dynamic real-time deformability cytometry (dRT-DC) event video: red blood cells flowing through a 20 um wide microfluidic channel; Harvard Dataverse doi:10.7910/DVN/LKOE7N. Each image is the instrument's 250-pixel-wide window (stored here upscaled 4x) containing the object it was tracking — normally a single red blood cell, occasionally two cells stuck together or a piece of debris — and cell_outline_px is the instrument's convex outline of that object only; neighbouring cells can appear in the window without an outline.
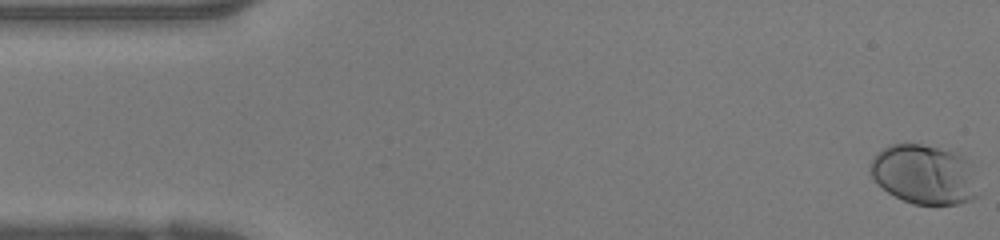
{"species": "human", "species_latin": "Homo sapiens", "temperature_condition": "warm", "stored_images_in_passage": 37, "camera_frame_rate_fps": 3000, "um_per_image_px": 0.085, "donor": {"sex": "female"}, "frame": {"image": 1, "passage_image": 1, "time_ms": 0.0, "image_size_px": [1000, 240], "cell_outline_px": [[980, 196], [972, 200], [956, 204], [912, 204], [888, 192], [872, 176], [868, 168], [868, 164], [876, 152], [888, 144], [920, 144], [952, 152], [964, 156], [972, 164], [980, 192]], "centroid_in_image_um": [78.59, 14.83], "position_along_channel_um": 6.4, "area_um2": 37.86}}
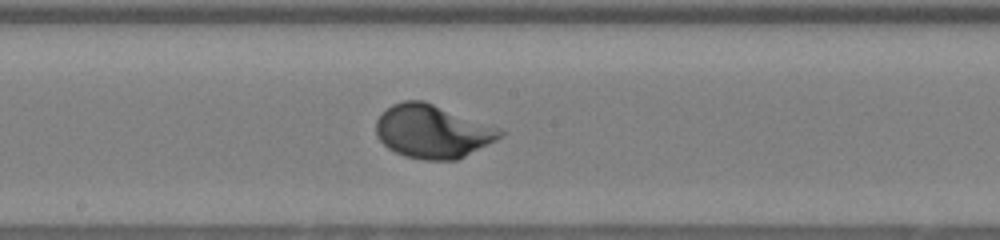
{"frame": {"image": 2, "passage_image": 21, "time_ms": 6.667, "image_size_px": [1000, 240], "cell_outline_px": [[504, 136], [456, 160], [424, 160], [404, 156], [388, 148], [376, 136], [376, 120], [392, 104], [404, 100], [424, 100], [496, 128], [504, 132]], "centroid_in_image_um": [36.71, 11.18], "position_along_channel_um": 211.5, "area_um2": 37.97}}
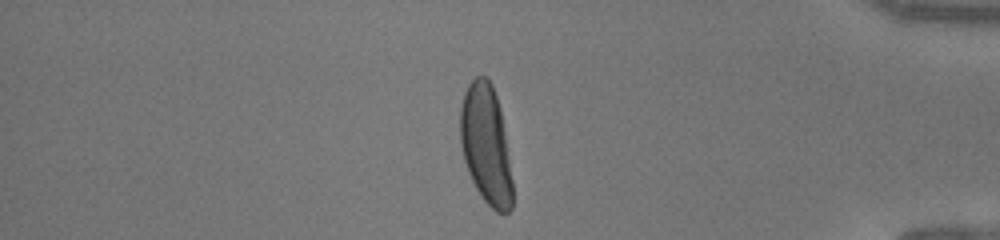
{"frame": {"image": 3, "passage_image": 34, "time_ms": 11.0, "image_size_px": [1000, 240], "cell_outline_px": [[512, 208], [508, 212], [496, 212], [480, 196], [468, 172], [464, 160], [460, 144], [460, 108], [464, 92], [468, 84], [476, 76], [488, 76], [492, 84], [500, 108], [512, 180]], "centroid_in_image_um": [41.28, 12.27], "position_along_channel_um": 393.9, "area_um2": 36.18}}